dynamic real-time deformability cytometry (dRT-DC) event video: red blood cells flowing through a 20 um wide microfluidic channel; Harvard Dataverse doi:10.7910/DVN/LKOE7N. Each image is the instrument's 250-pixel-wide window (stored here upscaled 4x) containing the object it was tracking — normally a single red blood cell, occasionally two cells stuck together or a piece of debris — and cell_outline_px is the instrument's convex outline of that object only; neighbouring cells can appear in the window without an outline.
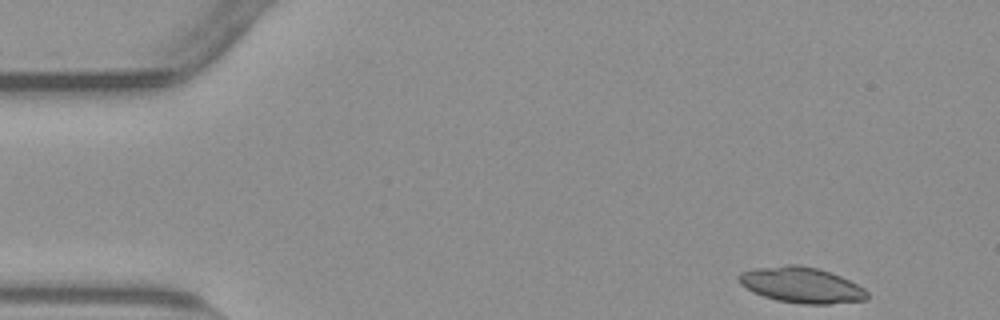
{"species": "common noctule bat (a hibernating species)", "species_latin": "Nyctalus noctula", "temperature_condition": "warm", "stored_images_in_passage": 50, "camera_frame_rate_fps": 3000, "um_per_image_px": 0.085, "animal": {"sex": "male", "body_mass_g": 23.1, "forearm_length_mm": 52.7}, "frame": {"image": 1, "passage_image": 1, "time_ms": 0.0, "image_size_px": [1000, 320], "cell_outline_px": [[868, 300], [828, 304], [804, 304], [776, 300], [752, 292], [740, 284], [736, 280], [736, 276], [740, 272], [756, 268], [788, 264], [800, 264], [820, 268], [840, 276], [864, 288], [868, 292]], "centroid_in_image_um": [68.1, 24.22], "position_along_channel_um": 16.9, "area_um2": 26.99}}
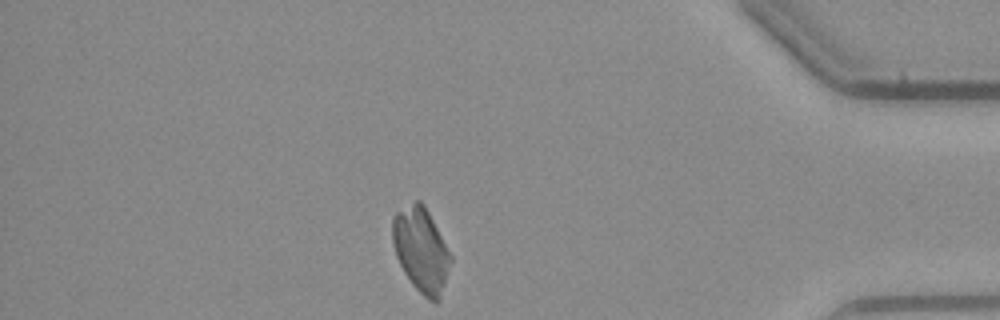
{"frame": {"image": 2, "passage_image": 43, "time_ms": 14.0, "image_size_px": [1000, 320], "cell_outline_px": [[452, 260], [440, 300], [436, 304], [428, 300], [412, 284], [404, 272], [396, 256], [392, 244], [392, 216], [396, 212], [416, 200], [420, 200], [424, 204], [452, 256]], "centroid_in_image_um": [35.79, 21.26], "position_along_channel_um": 399.4, "area_um2": 28.67}}